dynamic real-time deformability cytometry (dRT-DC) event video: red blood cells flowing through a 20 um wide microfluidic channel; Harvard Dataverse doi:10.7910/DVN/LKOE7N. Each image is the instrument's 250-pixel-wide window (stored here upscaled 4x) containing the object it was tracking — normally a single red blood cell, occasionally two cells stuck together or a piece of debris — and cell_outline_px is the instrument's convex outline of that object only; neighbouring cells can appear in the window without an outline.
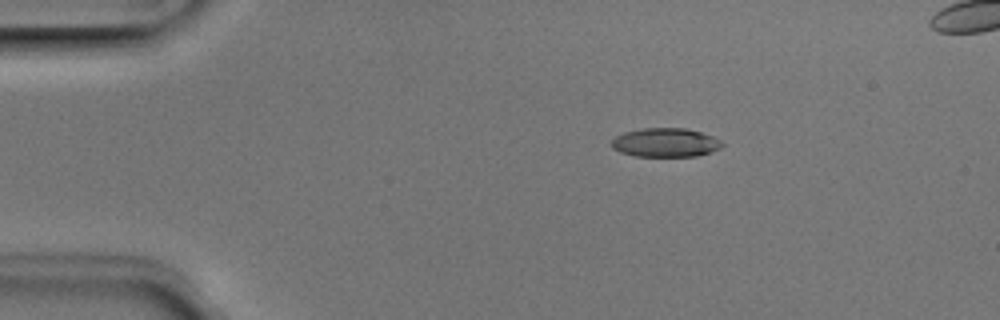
{"species": "Egyptian fruit bat (a non-hibernating species)", "species_latin": "Rousettus aegyptiacus", "temperature_condition": "room temperature", "stored_images_in_passage": 6, "camera_frame_rate_fps": 3000, "um_per_image_px": 0.085, "animal": {"sex": "male"}, "frame": {"image": 1, "passage_image": 1, "time_ms": 0.0, "image_size_px": [1000, 320], "cell_outline_px": [[724, 144], [720, 148], [712, 152], [696, 156], [636, 156], [620, 152], [612, 148], [612, 140], [616, 136], [624, 132], [644, 128], [684, 128], [700, 132], [712, 136], [720, 140]], "centroid_in_image_um": [56.57, 12.12], "position_along_channel_um": 28.4, "area_um2": 18.55}}
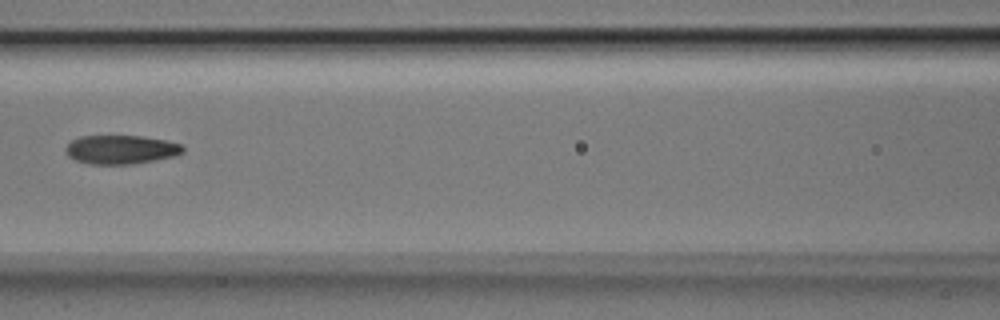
{"frame": {"image": 2, "passage_image": 5, "time_ms": 1.333, "image_size_px": [1000, 320], "cell_outline_px": [[184, 152], [176, 156], [128, 164], [88, 164], [76, 160], [68, 156], [64, 148], [72, 140], [80, 136], [140, 136], [164, 140], [184, 144]], "centroid_in_image_um": [10.28, 12.71], "position_along_channel_um": 156.3, "area_um2": 19.65}}
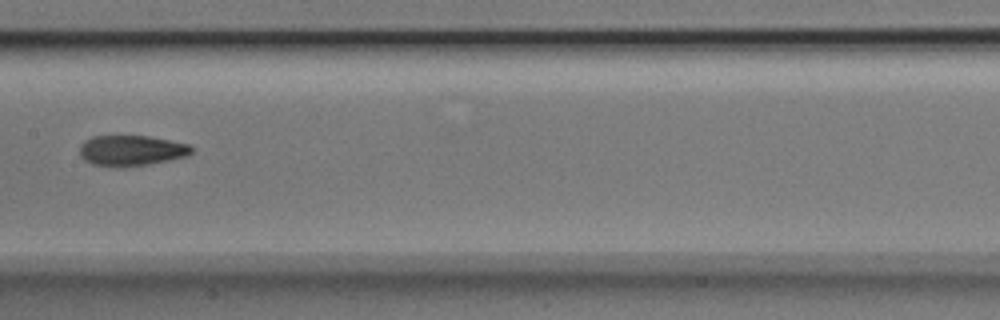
{"frame": {"image": 3, "passage_image": 6, "time_ms": 1.667, "image_size_px": [1000, 320], "cell_outline_px": [[196, 148], [188, 156], [148, 164], [120, 168], [92, 164], [84, 160], [80, 156], [80, 144], [84, 140], [92, 136], [148, 136], [188, 144]], "centroid_in_image_um": [11.15, 12.8], "position_along_channel_um": 196.2, "area_um2": 20.11}}